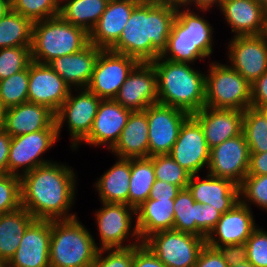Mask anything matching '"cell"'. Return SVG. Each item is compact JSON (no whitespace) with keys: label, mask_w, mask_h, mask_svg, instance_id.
Wrapping results in <instances>:
<instances>
[{"label":"cell","mask_w":267,"mask_h":267,"mask_svg":"<svg viewBox=\"0 0 267 267\" xmlns=\"http://www.w3.org/2000/svg\"><path fill=\"white\" fill-rule=\"evenodd\" d=\"M76 171L66 163L53 161L20 177L21 207L35 219L62 220L77 217L69 213L75 203Z\"/></svg>","instance_id":"cell-1"},{"label":"cell","mask_w":267,"mask_h":267,"mask_svg":"<svg viewBox=\"0 0 267 267\" xmlns=\"http://www.w3.org/2000/svg\"><path fill=\"white\" fill-rule=\"evenodd\" d=\"M176 17V7L142 0L132 11L113 52L152 62L166 49L167 40Z\"/></svg>","instance_id":"cell-2"},{"label":"cell","mask_w":267,"mask_h":267,"mask_svg":"<svg viewBox=\"0 0 267 267\" xmlns=\"http://www.w3.org/2000/svg\"><path fill=\"white\" fill-rule=\"evenodd\" d=\"M156 70L158 103L192 115L205 104V73L189 63L174 62L160 56L151 62Z\"/></svg>","instance_id":"cell-3"},{"label":"cell","mask_w":267,"mask_h":267,"mask_svg":"<svg viewBox=\"0 0 267 267\" xmlns=\"http://www.w3.org/2000/svg\"><path fill=\"white\" fill-rule=\"evenodd\" d=\"M185 9V10H184ZM191 8L176 7V17L161 58L193 64L211 57L213 53V26L204 16Z\"/></svg>","instance_id":"cell-4"},{"label":"cell","mask_w":267,"mask_h":267,"mask_svg":"<svg viewBox=\"0 0 267 267\" xmlns=\"http://www.w3.org/2000/svg\"><path fill=\"white\" fill-rule=\"evenodd\" d=\"M96 245L77 217L51 220L50 267H90L99 250Z\"/></svg>","instance_id":"cell-5"},{"label":"cell","mask_w":267,"mask_h":267,"mask_svg":"<svg viewBox=\"0 0 267 267\" xmlns=\"http://www.w3.org/2000/svg\"><path fill=\"white\" fill-rule=\"evenodd\" d=\"M89 44V33L65 21L60 15L33 23L31 59L50 61L80 52Z\"/></svg>","instance_id":"cell-6"},{"label":"cell","mask_w":267,"mask_h":267,"mask_svg":"<svg viewBox=\"0 0 267 267\" xmlns=\"http://www.w3.org/2000/svg\"><path fill=\"white\" fill-rule=\"evenodd\" d=\"M205 73V104L214 109L251 107V84L227 63L211 62Z\"/></svg>","instance_id":"cell-7"},{"label":"cell","mask_w":267,"mask_h":267,"mask_svg":"<svg viewBox=\"0 0 267 267\" xmlns=\"http://www.w3.org/2000/svg\"><path fill=\"white\" fill-rule=\"evenodd\" d=\"M100 204L102 208L94 212L98 236L100 237V244L96 245L99 250L128 248L143 243L138 233L136 210L133 207L122 203L100 202ZM129 237L132 242L127 245L126 242L130 239Z\"/></svg>","instance_id":"cell-8"},{"label":"cell","mask_w":267,"mask_h":267,"mask_svg":"<svg viewBox=\"0 0 267 267\" xmlns=\"http://www.w3.org/2000/svg\"><path fill=\"white\" fill-rule=\"evenodd\" d=\"M74 90L77 92L75 96L73 94ZM74 90H70L68 98L55 113V123L58 137H60L61 128L67 123V128L70 132L69 136H71L72 145L70 144V147L73 151H78L79 145L82 144V141L92 129L94 118L102 99L87 88Z\"/></svg>","instance_id":"cell-9"},{"label":"cell","mask_w":267,"mask_h":267,"mask_svg":"<svg viewBox=\"0 0 267 267\" xmlns=\"http://www.w3.org/2000/svg\"><path fill=\"white\" fill-rule=\"evenodd\" d=\"M143 243L166 267H194L204 238L177 230H163L151 234Z\"/></svg>","instance_id":"cell-10"},{"label":"cell","mask_w":267,"mask_h":267,"mask_svg":"<svg viewBox=\"0 0 267 267\" xmlns=\"http://www.w3.org/2000/svg\"><path fill=\"white\" fill-rule=\"evenodd\" d=\"M57 130H40L11 137L8 155V174L21 177L36 167L53 161L45 160V154L59 141Z\"/></svg>","instance_id":"cell-11"},{"label":"cell","mask_w":267,"mask_h":267,"mask_svg":"<svg viewBox=\"0 0 267 267\" xmlns=\"http://www.w3.org/2000/svg\"><path fill=\"white\" fill-rule=\"evenodd\" d=\"M138 63L135 58L125 54L101 50L86 88L102 100L114 99Z\"/></svg>","instance_id":"cell-12"},{"label":"cell","mask_w":267,"mask_h":267,"mask_svg":"<svg viewBox=\"0 0 267 267\" xmlns=\"http://www.w3.org/2000/svg\"><path fill=\"white\" fill-rule=\"evenodd\" d=\"M144 112L148 120L149 157L169 154L190 114L161 103L149 105Z\"/></svg>","instance_id":"cell-13"},{"label":"cell","mask_w":267,"mask_h":267,"mask_svg":"<svg viewBox=\"0 0 267 267\" xmlns=\"http://www.w3.org/2000/svg\"><path fill=\"white\" fill-rule=\"evenodd\" d=\"M250 150L243 132L210 149L207 174L240 186L248 174Z\"/></svg>","instance_id":"cell-14"},{"label":"cell","mask_w":267,"mask_h":267,"mask_svg":"<svg viewBox=\"0 0 267 267\" xmlns=\"http://www.w3.org/2000/svg\"><path fill=\"white\" fill-rule=\"evenodd\" d=\"M169 155L191 176L208 169L210 149L200 123L190 115L182 124Z\"/></svg>","instance_id":"cell-15"},{"label":"cell","mask_w":267,"mask_h":267,"mask_svg":"<svg viewBox=\"0 0 267 267\" xmlns=\"http://www.w3.org/2000/svg\"><path fill=\"white\" fill-rule=\"evenodd\" d=\"M229 41V65L250 84L267 72V38L263 34L234 36Z\"/></svg>","instance_id":"cell-16"},{"label":"cell","mask_w":267,"mask_h":267,"mask_svg":"<svg viewBox=\"0 0 267 267\" xmlns=\"http://www.w3.org/2000/svg\"><path fill=\"white\" fill-rule=\"evenodd\" d=\"M116 102L133 111H144L158 103L156 70L151 62H139L119 89Z\"/></svg>","instance_id":"cell-17"},{"label":"cell","mask_w":267,"mask_h":267,"mask_svg":"<svg viewBox=\"0 0 267 267\" xmlns=\"http://www.w3.org/2000/svg\"><path fill=\"white\" fill-rule=\"evenodd\" d=\"M71 88L48 64H29L28 102L47 106L56 113L68 98Z\"/></svg>","instance_id":"cell-18"},{"label":"cell","mask_w":267,"mask_h":267,"mask_svg":"<svg viewBox=\"0 0 267 267\" xmlns=\"http://www.w3.org/2000/svg\"><path fill=\"white\" fill-rule=\"evenodd\" d=\"M51 220L35 219L6 267H50Z\"/></svg>","instance_id":"cell-19"},{"label":"cell","mask_w":267,"mask_h":267,"mask_svg":"<svg viewBox=\"0 0 267 267\" xmlns=\"http://www.w3.org/2000/svg\"><path fill=\"white\" fill-rule=\"evenodd\" d=\"M256 227L252 208L239 201L228 212L222 214L205 241L213 248L245 243Z\"/></svg>","instance_id":"cell-20"},{"label":"cell","mask_w":267,"mask_h":267,"mask_svg":"<svg viewBox=\"0 0 267 267\" xmlns=\"http://www.w3.org/2000/svg\"><path fill=\"white\" fill-rule=\"evenodd\" d=\"M131 112L114 99L101 100L92 129L82 142L94 147L104 145L111 150L118 142Z\"/></svg>","instance_id":"cell-21"},{"label":"cell","mask_w":267,"mask_h":267,"mask_svg":"<svg viewBox=\"0 0 267 267\" xmlns=\"http://www.w3.org/2000/svg\"><path fill=\"white\" fill-rule=\"evenodd\" d=\"M142 0H109L106 10L89 33V43L110 50L120 35L133 9Z\"/></svg>","instance_id":"cell-22"},{"label":"cell","mask_w":267,"mask_h":267,"mask_svg":"<svg viewBox=\"0 0 267 267\" xmlns=\"http://www.w3.org/2000/svg\"><path fill=\"white\" fill-rule=\"evenodd\" d=\"M192 116L200 123L209 149L240 135L243 130L244 111L204 106Z\"/></svg>","instance_id":"cell-23"},{"label":"cell","mask_w":267,"mask_h":267,"mask_svg":"<svg viewBox=\"0 0 267 267\" xmlns=\"http://www.w3.org/2000/svg\"><path fill=\"white\" fill-rule=\"evenodd\" d=\"M202 178L198 174L192 175L187 185L197 203L210 204L224 214L240 201L239 186L232 181L209 174Z\"/></svg>","instance_id":"cell-24"},{"label":"cell","mask_w":267,"mask_h":267,"mask_svg":"<svg viewBox=\"0 0 267 267\" xmlns=\"http://www.w3.org/2000/svg\"><path fill=\"white\" fill-rule=\"evenodd\" d=\"M3 129L11 136L57 130L55 113L47 106L26 102L5 110Z\"/></svg>","instance_id":"cell-25"},{"label":"cell","mask_w":267,"mask_h":267,"mask_svg":"<svg viewBox=\"0 0 267 267\" xmlns=\"http://www.w3.org/2000/svg\"><path fill=\"white\" fill-rule=\"evenodd\" d=\"M219 10L233 36L264 33L267 10L255 0H223Z\"/></svg>","instance_id":"cell-26"},{"label":"cell","mask_w":267,"mask_h":267,"mask_svg":"<svg viewBox=\"0 0 267 267\" xmlns=\"http://www.w3.org/2000/svg\"><path fill=\"white\" fill-rule=\"evenodd\" d=\"M101 50L89 43L80 52L58 57L50 61L48 65L63 78L71 89L86 88Z\"/></svg>","instance_id":"cell-27"},{"label":"cell","mask_w":267,"mask_h":267,"mask_svg":"<svg viewBox=\"0 0 267 267\" xmlns=\"http://www.w3.org/2000/svg\"><path fill=\"white\" fill-rule=\"evenodd\" d=\"M110 152L119 158L149 157L148 120L144 111L130 113L118 142Z\"/></svg>","instance_id":"cell-28"},{"label":"cell","mask_w":267,"mask_h":267,"mask_svg":"<svg viewBox=\"0 0 267 267\" xmlns=\"http://www.w3.org/2000/svg\"><path fill=\"white\" fill-rule=\"evenodd\" d=\"M94 183L99 201L128 204L131 159L119 158Z\"/></svg>","instance_id":"cell-29"},{"label":"cell","mask_w":267,"mask_h":267,"mask_svg":"<svg viewBox=\"0 0 267 267\" xmlns=\"http://www.w3.org/2000/svg\"><path fill=\"white\" fill-rule=\"evenodd\" d=\"M174 199H147L136 208V224L142 242L151 234L172 230L174 225Z\"/></svg>","instance_id":"cell-30"},{"label":"cell","mask_w":267,"mask_h":267,"mask_svg":"<svg viewBox=\"0 0 267 267\" xmlns=\"http://www.w3.org/2000/svg\"><path fill=\"white\" fill-rule=\"evenodd\" d=\"M35 218L23 207L0 214V259L7 264L16 250L28 226Z\"/></svg>","instance_id":"cell-31"},{"label":"cell","mask_w":267,"mask_h":267,"mask_svg":"<svg viewBox=\"0 0 267 267\" xmlns=\"http://www.w3.org/2000/svg\"><path fill=\"white\" fill-rule=\"evenodd\" d=\"M108 2L109 0H61L59 15L90 33L106 10Z\"/></svg>","instance_id":"cell-32"},{"label":"cell","mask_w":267,"mask_h":267,"mask_svg":"<svg viewBox=\"0 0 267 267\" xmlns=\"http://www.w3.org/2000/svg\"><path fill=\"white\" fill-rule=\"evenodd\" d=\"M155 180L153 160L151 157L132 158L128 205L136 209L144 203L149 197Z\"/></svg>","instance_id":"cell-33"},{"label":"cell","mask_w":267,"mask_h":267,"mask_svg":"<svg viewBox=\"0 0 267 267\" xmlns=\"http://www.w3.org/2000/svg\"><path fill=\"white\" fill-rule=\"evenodd\" d=\"M33 22L14 10L0 18V49L31 47Z\"/></svg>","instance_id":"cell-34"},{"label":"cell","mask_w":267,"mask_h":267,"mask_svg":"<svg viewBox=\"0 0 267 267\" xmlns=\"http://www.w3.org/2000/svg\"><path fill=\"white\" fill-rule=\"evenodd\" d=\"M173 208V230L191 233L206 240L207 236L198 228L199 203L192 198L187 188L177 194Z\"/></svg>","instance_id":"cell-35"},{"label":"cell","mask_w":267,"mask_h":267,"mask_svg":"<svg viewBox=\"0 0 267 267\" xmlns=\"http://www.w3.org/2000/svg\"><path fill=\"white\" fill-rule=\"evenodd\" d=\"M242 129L250 153L267 152V120L258 109L244 111Z\"/></svg>","instance_id":"cell-36"},{"label":"cell","mask_w":267,"mask_h":267,"mask_svg":"<svg viewBox=\"0 0 267 267\" xmlns=\"http://www.w3.org/2000/svg\"><path fill=\"white\" fill-rule=\"evenodd\" d=\"M29 65L25 70L0 80V99L5 109L28 102Z\"/></svg>","instance_id":"cell-37"},{"label":"cell","mask_w":267,"mask_h":267,"mask_svg":"<svg viewBox=\"0 0 267 267\" xmlns=\"http://www.w3.org/2000/svg\"><path fill=\"white\" fill-rule=\"evenodd\" d=\"M61 0H12L11 9L33 23L58 16Z\"/></svg>","instance_id":"cell-38"},{"label":"cell","mask_w":267,"mask_h":267,"mask_svg":"<svg viewBox=\"0 0 267 267\" xmlns=\"http://www.w3.org/2000/svg\"><path fill=\"white\" fill-rule=\"evenodd\" d=\"M155 178L186 189L190 174L184 170L169 154L153 155Z\"/></svg>","instance_id":"cell-39"},{"label":"cell","mask_w":267,"mask_h":267,"mask_svg":"<svg viewBox=\"0 0 267 267\" xmlns=\"http://www.w3.org/2000/svg\"><path fill=\"white\" fill-rule=\"evenodd\" d=\"M239 197L248 207L255 204L267 211V175H246L239 186Z\"/></svg>","instance_id":"cell-40"},{"label":"cell","mask_w":267,"mask_h":267,"mask_svg":"<svg viewBox=\"0 0 267 267\" xmlns=\"http://www.w3.org/2000/svg\"><path fill=\"white\" fill-rule=\"evenodd\" d=\"M31 61V47H7L0 49V80L25 70Z\"/></svg>","instance_id":"cell-41"},{"label":"cell","mask_w":267,"mask_h":267,"mask_svg":"<svg viewBox=\"0 0 267 267\" xmlns=\"http://www.w3.org/2000/svg\"><path fill=\"white\" fill-rule=\"evenodd\" d=\"M21 207L20 177L0 174V214L18 210Z\"/></svg>","instance_id":"cell-42"},{"label":"cell","mask_w":267,"mask_h":267,"mask_svg":"<svg viewBox=\"0 0 267 267\" xmlns=\"http://www.w3.org/2000/svg\"><path fill=\"white\" fill-rule=\"evenodd\" d=\"M259 225L245 242L247 260L255 267H267V232Z\"/></svg>","instance_id":"cell-43"},{"label":"cell","mask_w":267,"mask_h":267,"mask_svg":"<svg viewBox=\"0 0 267 267\" xmlns=\"http://www.w3.org/2000/svg\"><path fill=\"white\" fill-rule=\"evenodd\" d=\"M106 255L104 256V254ZM133 246L128 248L100 249L90 267H132Z\"/></svg>","instance_id":"cell-44"},{"label":"cell","mask_w":267,"mask_h":267,"mask_svg":"<svg viewBox=\"0 0 267 267\" xmlns=\"http://www.w3.org/2000/svg\"><path fill=\"white\" fill-rule=\"evenodd\" d=\"M132 267H166L159 258L144 244L133 246Z\"/></svg>","instance_id":"cell-45"},{"label":"cell","mask_w":267,"mask_h":267,"mask_svg":"<svg viewBox=\"0 0 267 267\" xmlns=\"http://www.w3.org/2000/svg\"><path fill=\"white\" fill-rule=\"evenodd\" d=\"M222 213L212 208L210 204L199 203L198 228L208 236L221 218Z\"/></svg>","instance_id":"cell-46"},{"label":"cell","mask_w":267,"mask_h":267,"mask_svg":"<svg viewBox=\"0 0 267 267\" xmlns=\"http://www.w3.org/2000/svg\"><path fill=\"white\" fill-rule=\"evenodd\" d=\"M194 267H229L216 248L205 244L199 252Z\"/></svg>","instance_id":"cell-47"},{"label":"cell","mask_w":267,"mask_h":267,"mask_svg":"<svg viewBox=\"0 0 267 267\" xmlns=\"http://www.w3.org/2000/svg\"><path fill=\"white\" fill-rule=\"evenodd\" d=\"M216 249L227 262L228 266L243 263L247 260V248L245 243L217 246Z\"/></svg>","instance_id":"cell-48"},{"label":"cell","mask_w":267,"mask_h":267,"mask_svg":"<svg viewBox=\"0 0 267 267\" xmlns=\"http://www.w3.org/2000/svg\"><path fill=\"white\" fill-rule=\"evenodd\" d=\"M267 106V72L251 84V107L259 109Z\"/></svg>","instance_id":"cell-49"},{"label":"cell","mask_w":267,"mask_h":267,"mask_svg":"<svg viewBox=\"0 0 267 267\" xmlns=\"http://www.w3.org/2000/svg\"><path fill=\"white\" fill-rule=\"evenodd\" d=\"M180 191L181 188L179 186L156 179L154 184L152 185L148 199H153V200L175 199Z\"/></svg>","instance_id":"cell-50"},{"label":"cell","mask_w":267,"mask_h":267,"mask_svg":"<svg viewBox=\"0 0 267 267\" xmlns=\"http://www.w3.org/2000/svg\"><path fill=\"white\" fill-rule=\"evenodd\" d=\"M247 175H267V152L250 153V164Z\"/></svg>","instance_id":"cell-51"},{"label":"cell","mask_w":267,"mask_h":267,"mask_svg":"<svg viewBox=\"0 0 267 267\" xmlns=\"http://www.w3.org/2000/svg\"><path fill=\"white\" fill-rule=\"evenodd\" d=\"M10 142L11 136L4 129H0V174L8 173Z\"/></svg>","instance_id":"cell-52"},{"label":"cell","mask_w":267,"mask_h":267,"mask_svg":"<svg viewBox=\"0 0 267 267\" xmlns=\"http://www.w3.org/2000/svg\"><path fill=\"white\" fill-rule=\"evenodd\" d=\"M223 0H189V8L190 6L193 5L195 8L199 10V12H205V11H210L212 9L211 7L215 6L218 7V9L221 7Z\"/></svg>","instance_id":"cell-53"},{"label":"cell","mask_w":267,"mask_h":267,"mask_svg":"<svg viewBox=\"0 0 267 267\" xmlns=\"http://www.w3.org/2000/svg\"><path fill=\"white\" fill-rule=\"evenodd\" d=\"M157 3H162L165 5H171L174 7H186L189 8V0H154Z\"/></svg>","instance_id":"cell-54"},{"label":"cell","mask_w":267,"mask_h":267,"mask_svg":"<svg viewBox=\"0 0 267 267\" xmlns=\"http://www.w3.org/2000/svg\"><path fill=\"white\" fill-rule=\"evenodd\" d=\"M11 10V2L9 0H0V18Z\"/></svg>","instance_id":"cell-55"},{"label":"cell","mask_w":267,"mask_h":267,"mask_svg":"<svg viewBox=\"0 0 267 267\" xmlns=\"http://www.w3.org/2000/svg\"><path fill=\"white\" fill-rule=\"evenodd\" d=\"M5 108L2 105L1 99H0V129H3L4 125V118H5Z\"/></svg>","instance_id":"cell-56"},{"label":"cell","mask_w":267,"mask_h":267,"mask_svg":"<svg viewBox=\"0 0 267 267\" xmlns=\"http://www.w3.org/2000/svg\"><path fill=\"white\" fill-rule=\"evenodd\" d=\"M229 267H255V266L252 263H250L248 260H246L243 263L235 264Z\"/></svg>","instance_id":"cell-57"},{"label":"cell","mask_w":267,"mask_h":267,"mask_svg":"<svg viewBox=\"0 0 267 267\" xmlns=\"http://www.w3.org/2000/svg\"><path fill=\"white\" fill-rule=\"evenodd\" d=\"M255 1L267 10V0H255Z\"/></svg>","instance_id":"cell-58"},{"label":"cell","mask_w":267,"mask_h":267,"mask_svg":"<svg viewBox=\"0 0 267 267\" xmlns=\"http://www.w3.org/2000/svg\"><path fill=\"white\" fill-rule=\"evenodd\" d=\"M258 110L265 116L267 120V106L263 108H259Z\"/></svg>","instance_id":"cell-59"},{"label":"cell","mask_w":267,"mask_h":267,"mask_svg":"<svg viewBox=\"0 0 267 267\" xmlns=\"http://www.w3.org/2000/svg\"><path fill=\"white\" fill-rule=\"evenodd\" d=\"M263 35L267 38V11H266V19H265V30Z\"/></svg>","instance_id":"cell-60"},{"label":"cell","mask_w":267,"mask_h":267,"mask_svg":"<svg viewBox=\"0 0 267 267\" xmlns=\"http://www.w3.org/2000/svg\"><path fill=\"white\" fill-rule=\"evenodd\" d=\"M0 267H6V264L0 259Z\"/></svg>","instance_id":"cell-61"}]
</instances>
